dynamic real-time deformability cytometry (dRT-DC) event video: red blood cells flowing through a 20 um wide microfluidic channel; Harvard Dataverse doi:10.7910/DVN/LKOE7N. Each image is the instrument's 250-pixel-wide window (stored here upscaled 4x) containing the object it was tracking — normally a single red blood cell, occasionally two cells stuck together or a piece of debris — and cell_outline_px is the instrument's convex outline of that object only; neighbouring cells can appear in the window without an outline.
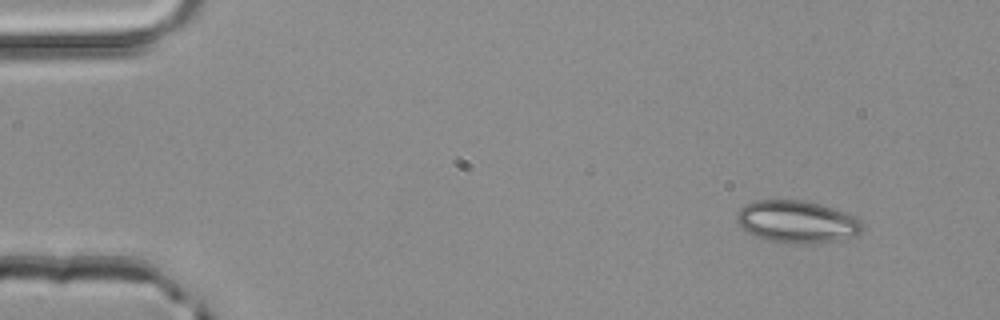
{"species": "common noctule bat (a hibernating species)", "species_latin": "Nyctalus noctula", "temperature_condition": "room temperature", "stored_images_in_passage": 3, "camera_frame_rate_fps": 3000, "um_per_image_px": 0.085, "animal": {"sex": "male", "body_mass_g": 20.4}, "frame": {"image": 1, "passage_image": 1, "time_ms": 0.0, "image_size_px": [1000, 320], "cell_outline_px": [[864, 228], [856, 236], [836, 240], [804, 244], [780, 244], [764, 240], [748, 232], [736, 220], [736, 212], [744, 204], [756, 200], [804, 200], [820, 204], [832, 208], [852, 216], [860, 220]], "centroid_in_image_um": [67.7, 18.86], "position_along_channel_um": 17.3, "area_um2": 31.1}}